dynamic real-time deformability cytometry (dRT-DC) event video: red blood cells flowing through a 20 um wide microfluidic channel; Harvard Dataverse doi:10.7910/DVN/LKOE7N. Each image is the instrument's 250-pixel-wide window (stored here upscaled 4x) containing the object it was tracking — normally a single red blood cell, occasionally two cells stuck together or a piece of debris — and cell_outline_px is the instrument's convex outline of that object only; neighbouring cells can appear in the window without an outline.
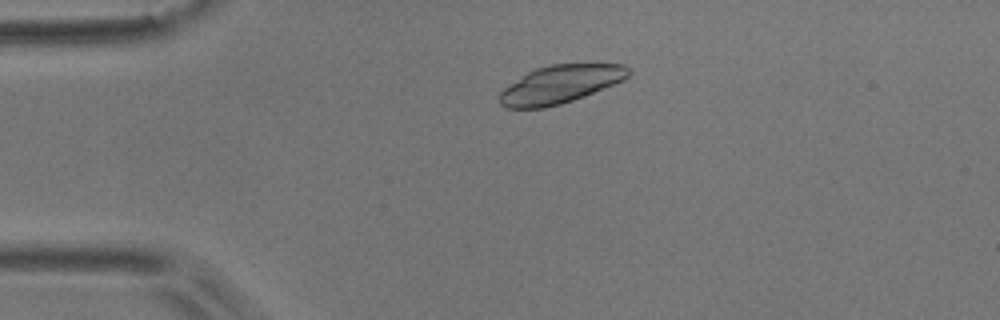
{"species": "common noctule bat (a hibernating species)", "species_latin": "Nyctalus noctula", "temperature_condition": "room temperature", "stored_images_in_passage": 54, "camera_frame_rate_fps": 3000, "um_per_image_px": 0.085, "animal": {"sex": "male", "body_mass_g": 17.9}, "frame": {"image": 1, "passage_image": 12, "time_ms": 3.667, "image_size_px": [1000, 320], "cell_outline_px": [[632, 72], [624, 80], [584, 96], [560, 104], [544, 108], [508, 108], [500, 104], [500, 92], [504, 88], [528, 72], [536, 68], [548, 64], [624, 64]], "centroid_in_image_um": [47.64, 7.16], "position_along_channel_um": 37.4, "area_um2": 28.32}}
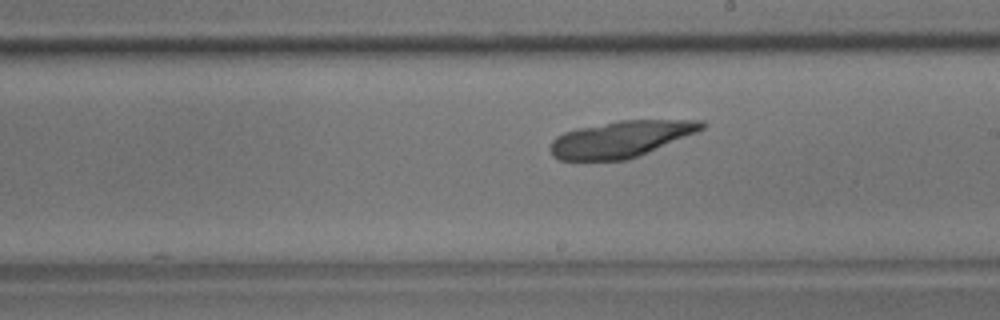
{"frame": {"image": 2, "passage_image": 31, "time_ms": 10.0, "image_size_px": [1000, 320], "cell_outline_px": [[708, 124], [704, 128], [696, 132], [648, 152], [628, 160], [560, 160], [552, 156], [548, 148], [552, 140], [556, 136], [564, 132], [576, 128], [620, 120], [704, 120]], "centroid_in_image_um": [52.74, 11.81], "position_along_channel_um": 236.3, "area_um2": 32.14}}
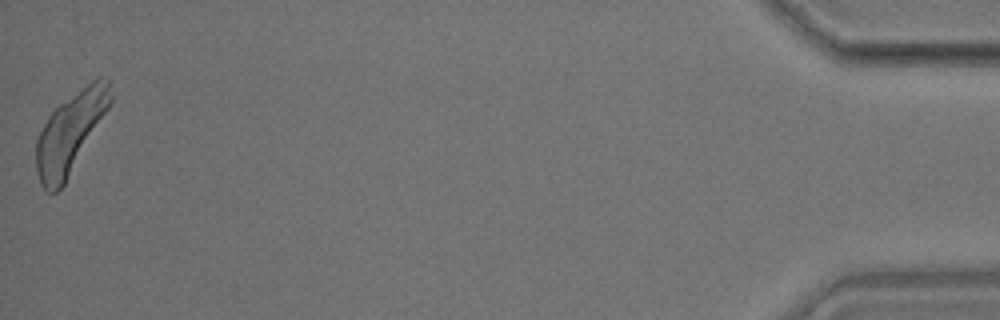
{"frame": {"image": 3, "passage_image": 54, "time_ms": 17.667, "image_size_px": [1000, 320], "cell_outline_px": [[112, 100], [108, 108], [64, 184], [56, 192], [48, 192], [40, 184], [36, 168], [36, 140], [48, 116], [60, 104], [96, 76], [108, 76], [112, 96]], "centroid_in_image_um": [5.98, 11.23], "position_along_channel_um": 429.2, "area_um2": 34.22}}